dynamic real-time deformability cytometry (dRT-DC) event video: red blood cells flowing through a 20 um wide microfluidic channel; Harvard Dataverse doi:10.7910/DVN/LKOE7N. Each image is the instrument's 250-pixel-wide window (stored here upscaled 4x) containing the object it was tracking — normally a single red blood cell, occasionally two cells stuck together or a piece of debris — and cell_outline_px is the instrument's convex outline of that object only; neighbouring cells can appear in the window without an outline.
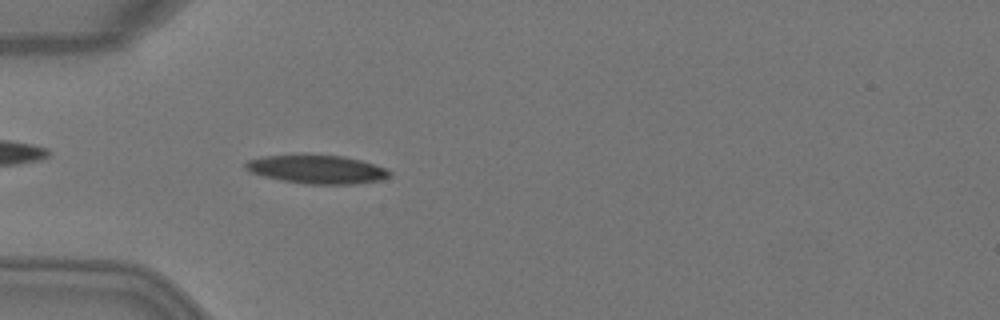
{"species": "Egyptian fruit bat (a non-hibernating species)", "species_latin": "Rousettus aegyptiacus", "temperature_condition": "warm", "stored_images_in_passage": 50, "camera_frame_rate_fps": 3000, "um_per_image_px": 0.085, "animal": {"sex": "female"}, "frame": {"image": 1, "passage_image": 15, "time_ms": 4.667, "image_size_px": [1000, 320], "cell_outline_px": [[392, 176], [380, 180], [356, 184], [304, 184], [280, 180], [260, 176], [248, 172], [244, 168], [244, 164], [248, 160], [264, 156], [304, 152], [344, 156], [360, 160], [384, 168], [392, 172]], "centroid_in_image_um": [26.87, 14.36], "position_along_channel_um": 58.1, "area_um2": 24.91}}
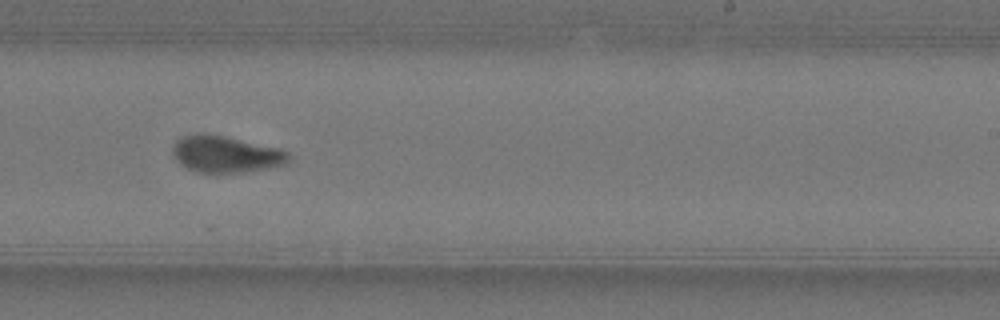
{"frame": {"image": 2, "passage_image": 31, "time_ms": 10.0, "image_size_px": [1000, 320], "cell_outline_px": [[292, 156], [284, 164], [268, 168], [244, 172], [196, 172], [180, 164], [176, 160], [172, 152], [172, 144], [180, 136], [196, 132], [208, 132], [280, 148], [288, 152]], "centroid_in_image_um": [19.15, 13.07], "position_along_channel_um": 269.9, "area_um2": 25.2}}
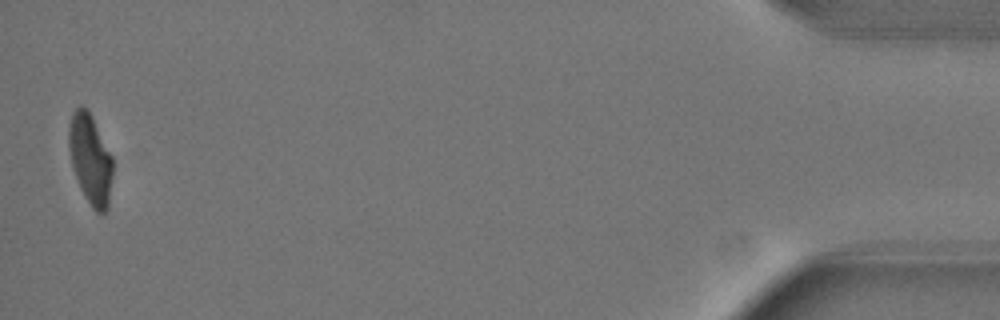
{"frame": {"image": 3, "passage_image": 49, "time_ms": 16.0, "image_size_px": [1000, 320], "cell_outline_px": [[112, 176], [108, 208], [104, 212], [96, 212], [92, 208], [80, 188], [72, 168], [68, 148], [68, 124], [72, 112], [80, 104], [88, 108], [112, 156]], "centroid_in_image_um": [7.65, 13.48], "position_along_channel_um": 427.5, "area_um2": 23.29}, "authors_computed_cell_mechanics": {"area_um2": 23.8714, "velocity_mm_per_s": 4.0744, "shape_relaxation_time_tau1_ms": 3.4359, "shape_relaxation_time_tau2_ms": 1.7305, "deformation_change_tau1": 0.1876, "deformation_change_tau2": 0.0563}}